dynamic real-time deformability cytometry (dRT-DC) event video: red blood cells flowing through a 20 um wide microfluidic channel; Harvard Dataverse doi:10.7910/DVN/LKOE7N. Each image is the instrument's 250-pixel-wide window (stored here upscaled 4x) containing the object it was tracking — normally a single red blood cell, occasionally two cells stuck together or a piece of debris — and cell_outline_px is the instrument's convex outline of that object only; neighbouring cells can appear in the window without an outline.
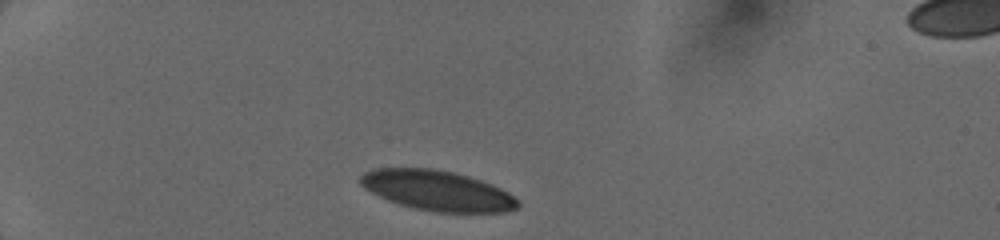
{"species": "human", "species_latin": "Homo sapiens", "temperature_condition": "cold", "stored_images_in_passage": 3, "camera_frame_rate_fps": 3000, "um_per_image_px": 0.085, "donor": {"sex": "female"}, "frame": {"image": 1, "passage_image": 1, "time_ms": 0.0, "image_size_px": [1000, 240], "cell_outline_px": [[520, 208], [508, 212], [436, 212], [416, 208], [400, 204], [388, 200], [364, 188], [360, 184], [360, 176], [364, 172], [372, 168], [436, 168], [456, 172], [492, 184], [508, 192], [520, 200]], "centroid_in_image_um": [37.21, 16.19], "position_along_channel_um": 47.8, "area_um2": 37.05}}
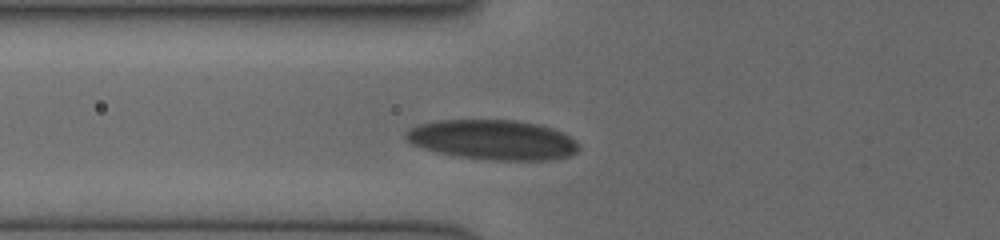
{"frame": {"image": 2, "passage_image": 3, "time_ms": 2.0, "image_size_px": [1000, 240], "cell_outline_px": [[580, 148], [572, 156], [552, 160], [492, 160], [456, 156], [436, 152], [412, 144], [404, 136], [404, 132], [420, 124], [440, 120], [512, 120], [536, 124], [552, 128], [568, 136], [580, 144]], "centroid_in_image_um": [41.91, 11.89], "position_along_channel_um": 83.9, "area_um2": 40.11}}